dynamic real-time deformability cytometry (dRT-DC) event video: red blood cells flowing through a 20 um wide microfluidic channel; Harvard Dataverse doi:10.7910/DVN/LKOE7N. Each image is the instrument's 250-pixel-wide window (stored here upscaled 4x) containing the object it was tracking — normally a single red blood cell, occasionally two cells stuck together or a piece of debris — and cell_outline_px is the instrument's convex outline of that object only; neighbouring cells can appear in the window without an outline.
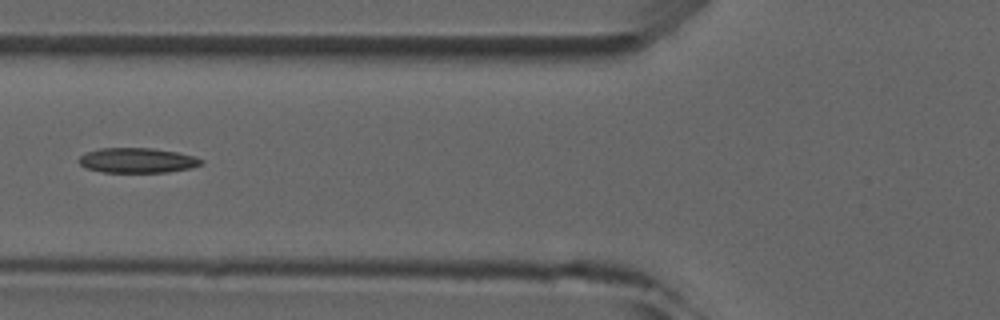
{"species": "common noctule bat (a hibernating species)", "species_latin": "Nyctalus noctula", "temperature_condition": "room temperature", "stored_images_in_passage": 6, "camera_frame_rate_fps": 3000, "um_per_image_px": 0.085, "animal": {"sex": "male", "forearm_length_mm": 52.5}, "frame": {"image": 1, "passage_image": 5, "time_ms": 4.667, "image_size_px": [1000, 320], "cell_outline_px": [[204, 164], [188, 168], [168, 172], [104, 172], [88, 168], [80, 164], [80, 156], [88, 152], [100, 148], [152, 148], [176, 152], [196, 156], [204, 160]], "centroid_in_image_um": [11.73, 13.63], "position_along_channel_um": 114.1, "area_um2": 17.63}}
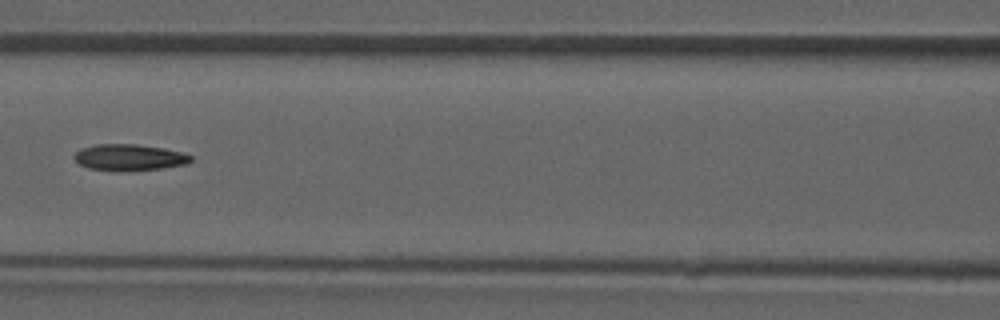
{"frame": {"image": 2, "passage_image": 6, "time_ms": 5.667, "image_size_px": [1000, 320], "cell_outline_px": [[192, 160], [188, 164], [164, 168], [116, 172], [88, 168], [80, 164], [72, 156], [80, 148], [96, 144], [136, 144], [164, 148], [180, 152], [192, 156]], "centroid_in_image_um": [10.97, 13.39], "position_along_channel_um": 155.6, "area_um2": 18.15}}